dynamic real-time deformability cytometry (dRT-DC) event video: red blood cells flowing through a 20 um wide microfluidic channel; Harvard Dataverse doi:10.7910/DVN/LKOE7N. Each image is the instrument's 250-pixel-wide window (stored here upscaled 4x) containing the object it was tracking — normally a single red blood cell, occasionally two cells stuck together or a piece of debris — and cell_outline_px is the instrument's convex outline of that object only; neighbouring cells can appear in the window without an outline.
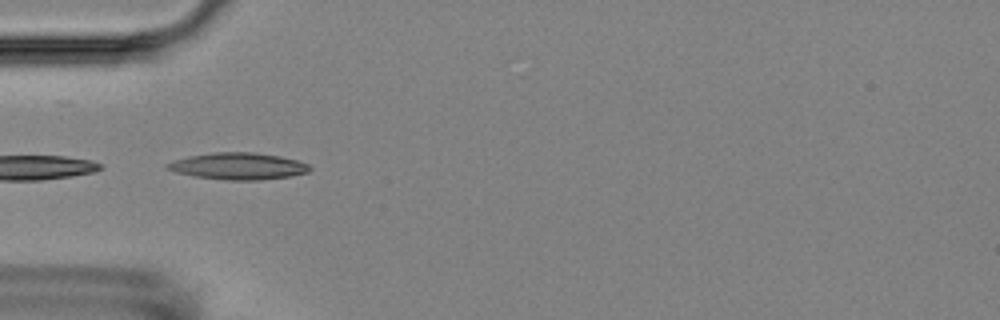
{"species": "Egyptian fruit bat (a non-hibernating species)", "species_latin": "Rousettus aegyptiacus", "temperature_condition": "room temperature", "stored_images_in_passage": 4, "camera_frame_rate_fps": 3000, "um_per_image_px": 0.085, "animal": {"sex": "female"}, "frame": {"image": 1, "passage_image": 3, "time_ms": 2.333, "image_size_px": [1000, 320], "cell_outline_px": [[312, 168], [308, 172], [292, 176], [260, 180], [224, 180], [196, 176], [176, 172], [164, 168], [164, 164], [172, 160], [212, 152], [256, 152], [280, 156], [296, 160], [308, 164]], "centroid_in_image_um": [20.24, 14.12], "position_along_channel_um": 64.8, "area_um2": 22.31}}